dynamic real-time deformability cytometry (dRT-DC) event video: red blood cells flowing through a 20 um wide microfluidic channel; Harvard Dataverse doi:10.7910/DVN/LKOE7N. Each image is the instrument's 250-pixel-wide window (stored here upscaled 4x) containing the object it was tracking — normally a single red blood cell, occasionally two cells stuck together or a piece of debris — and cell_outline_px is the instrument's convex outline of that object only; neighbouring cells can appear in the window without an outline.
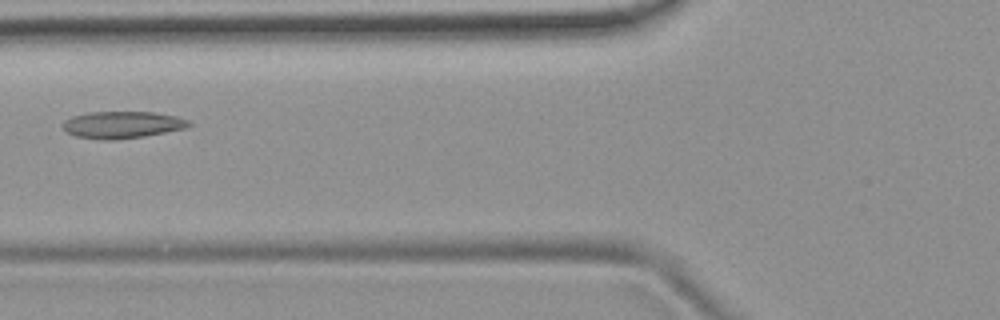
{"species": "common noctule bat (a hibernating species)", "species_latin": "Nyctalus noctula", "temperature_condition": "room temperature", "stored_images_in_passage": 6, "camera_frame_rate_fps": 3000, "um_per_image_px": 0.085, "animal": {"sex": "female", "body_mass_g": 19.9}, "frame": {"image": 1, "passage_image": 5, "time_ms": 5.333, "image_size_px": [1000, 320], "cell_outline_px": [[192, 124], [188, 128], [144, 136], [116, 140], [100, 140], [76, 136], [68, 132], [60, 124], [64, 120], [72, 116], [88, 112], [152, 112], [176, 116], [188, 120]], "centroid_in_image_um": [10.38, 10.61], "position_along_channel_um": 115.4, "area_um2": 19.94}}
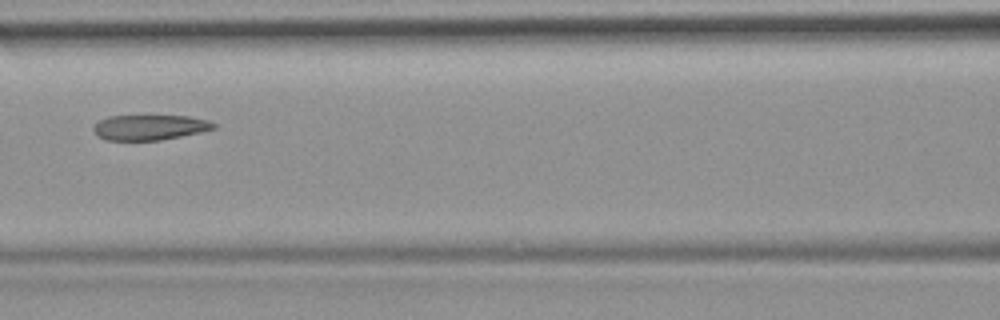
{"frame": {"image": 2, "passage_image": 6, "time_ms": 6.333, "image_size_px": [1000, 320], "cell_outline_px": [[216, 128], [200, 132], [160, 140], [104, 140], [96, 136], [92, 128], [100, 120], [112, 116], [188, 116], [208, 120], [216, 124]], "centroid_in_image_um": [12.71, 10.83], "position_along_channel_um": 153.9, "area_um2": 17.57}}